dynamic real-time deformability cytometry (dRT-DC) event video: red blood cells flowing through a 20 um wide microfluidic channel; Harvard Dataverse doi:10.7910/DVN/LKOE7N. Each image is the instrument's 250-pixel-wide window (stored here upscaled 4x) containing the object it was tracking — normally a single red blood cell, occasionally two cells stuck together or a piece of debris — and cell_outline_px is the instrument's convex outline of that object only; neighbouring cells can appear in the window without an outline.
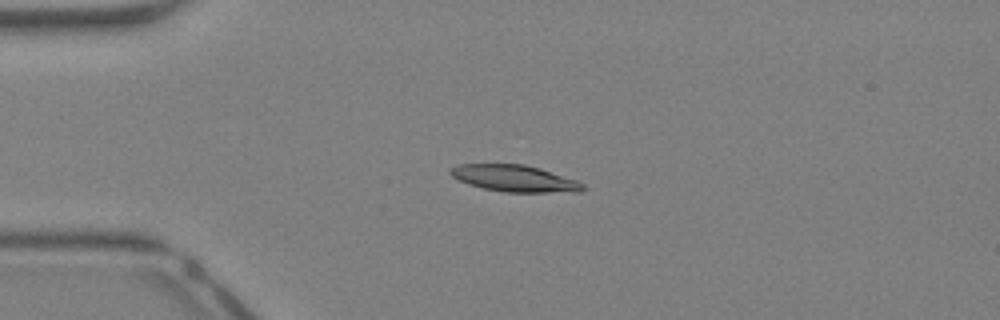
{"species": "Egyptian fruit bat (a non-hibernating species)", "species_latin": "Rousettus aegyptiacus", "temperature_condition": "warm", "stored_images_in_passage": 38, "camera_frame_rate_fps": 3000, "um_per_image_px": 0.085, "animal": {"sex": "female"}, "frame": {"image": 1, "passage_image": 10, "time_ms": 3.0, "image_size_px": [1000, 320], "cell_outline_px": [[588, 188], [580, 192], [504, 192], [484, 188], [468, 184], [452, 176], [448, 172], [448, 168], [456, 164], [524, 164], [540, 168], [576, 180], [584, 184]], "centroid_in_image_um": [43.74, 15.16], "position_along_channel_um": 41.3, "area_um2": 20.69}}
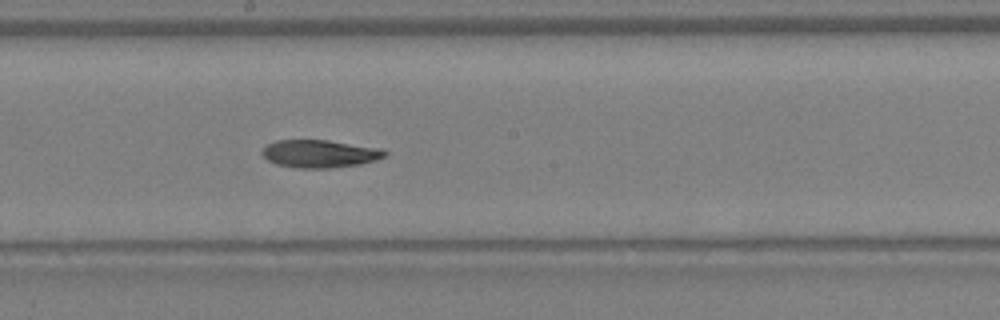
{"frame": {"image": 2, "passage_image": 23, "time_ms": 7.333, "image_size_px": [1000, 320], "cell_outline_px": [[388, 152], [384, 156], [376, 160], [360, 164], [328, 168], [296, 168], [276, 164], [268, 160], [260, 152], [268, 144], [276, 140], [328, 140], [380, 148]], "centroid_in_image_um": [27.17, 13.06], "position_along_channel_um": 221.0, "area_um2": 19.77}}
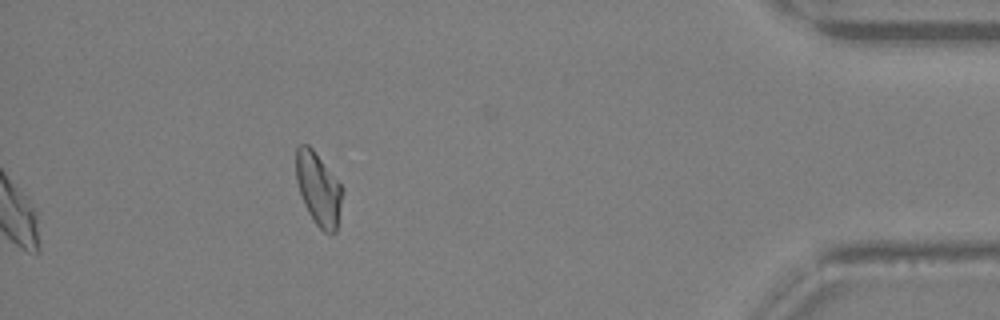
{"frame": {"image": 3, "passage_image": 38, "time_ms": 12.333, "image_size_px": [1000, 320], "cell_outline_px": [[344, 192], [336, 232], [324, 232], [316, 224], [308, 212], [304, 204], [296, 180], [296, 148], [300, 144], [308, 144], [312, 148], [344, 188]], "centroid_in_image_um": [27.08, 16.05], "position_along_channel_um": 408.1, "area_um2": 19.65}, "authors_computed_cell_mechanics": {"area_um2": 20.2878, "velocity_mm_per_s": 4.8125, "shape_relaxation_time_tau1_ms": 5.3829, "shape_relaxation_time_tau2_ms": 10.0153, "deformation_change_tau1": 0.1923, "deformation_change_tau2": 0.2198}}